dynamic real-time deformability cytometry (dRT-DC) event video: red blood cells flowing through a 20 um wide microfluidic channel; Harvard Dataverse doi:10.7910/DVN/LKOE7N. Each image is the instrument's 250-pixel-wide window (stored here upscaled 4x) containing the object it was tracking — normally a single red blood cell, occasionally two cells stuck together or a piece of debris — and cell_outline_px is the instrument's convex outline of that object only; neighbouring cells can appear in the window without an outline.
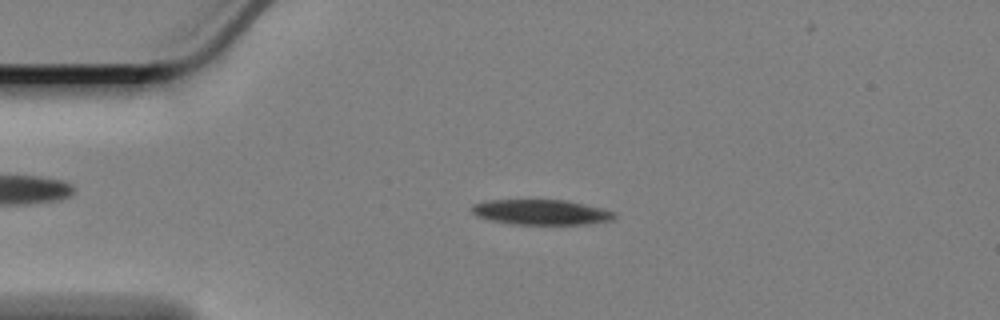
{"species": "Egyptian fruit bat (a non-hibernating species)", "species_latin": "Rousettus aegyptiacus", "temperature_condition": "cold", "stored_images_in_passage": 58, "camera_frame_rate_fps": 3000, "um_per_image_px": 0.085, "animal": {"sex": "female"}, "frame": {"image": 1, "passage_image": 11, "time_ms": 3.333, "image_size_px": [1000, 320], "cell_outline_px": [[616, 216], [612, 220], [584, 224], [508, 224], [476, 216], [472, 212], [472, 204], [492, 200], [564, 200], [584, 204], [616, 212]], "centroid_in_image_um": [45.99, 18.04], "position_along_channel_um": 39.0, "area_um2": 20.75}}
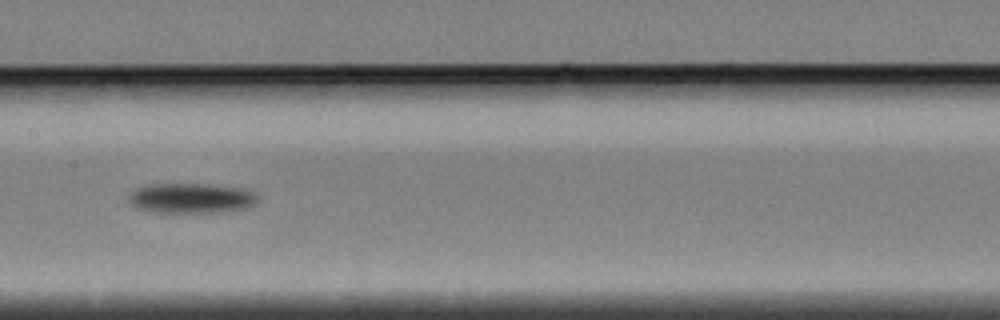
{"frame": {"image": 2, "passage_image": 27, "time_ms": 8.667, "image_size_px": [1000, 320], "cell_outline_px": [[260, 196], [252, 204], [244, 208], [220, 212], [156, 212], [136, 208], [132, 204], [132, 192], [136, 188], [148, 184], [208, 184], [244, 188]], "centroid_in_image_um": [16.28, 16.83], "position_along_channel_um": 191.1, "area_um2": 22.25}}
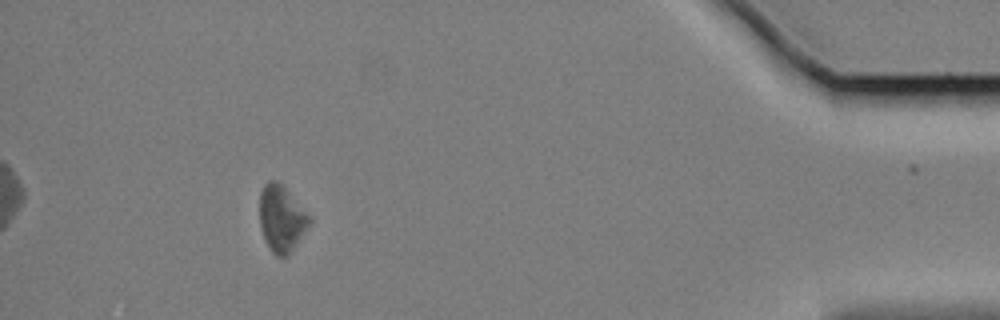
{"frame": {"image": 3, "passage_image": 52, "time_ms": 17.0, "image_size_px": [1000, 320], "cell_outline_px": [[312, 220], [288, 256], [276, 256], [272, 252], [264, 240], [260, 228], [260, 192], [264, 184], [268, 180], [276, 180], [284, 188]], "centroid_in_image_um": [23.88, 18.61], "position_along_channel_um": 411.3, "area_um2": 18.79}}